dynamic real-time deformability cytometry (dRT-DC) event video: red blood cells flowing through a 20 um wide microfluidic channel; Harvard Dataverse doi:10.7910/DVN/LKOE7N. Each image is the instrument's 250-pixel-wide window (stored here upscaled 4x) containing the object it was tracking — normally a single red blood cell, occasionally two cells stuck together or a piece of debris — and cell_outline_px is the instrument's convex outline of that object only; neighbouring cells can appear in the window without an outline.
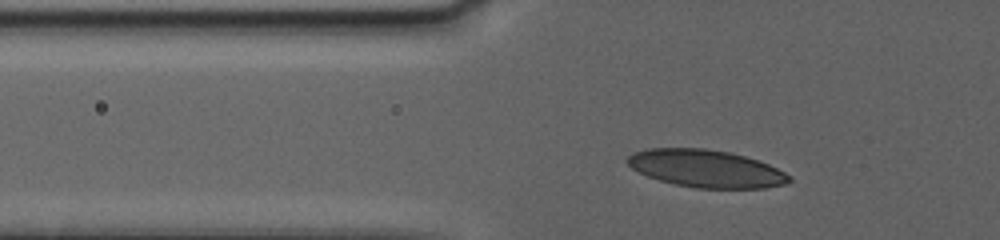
{"species": "human", "species_latin": "Homo sapiens", "temperature_condition": "warm", "stored_images_in_passage": 83, "camera_frame_rate_fps": 3000, "um_per_image_px": 0.085, "donor": {"sex": "female"}, "frame": {"image": 1, "passage_image": 4, "time_ms": 0.333, "image_size_px": [1000, 240], "cell_outline_px": [[792, 180], [788, 184], [764, 188], [696, 188], [676, 184], [660, 180], [648, 176], [632, 168], [624, 160], [632, 152], [648, 148], [704, 148], [728, 152], [760, 160], [792, 176]], "centroid_in_image_um": [60.03, 14.32], "position_along_channel_um": 65.8, "area_um2": 35.43}}
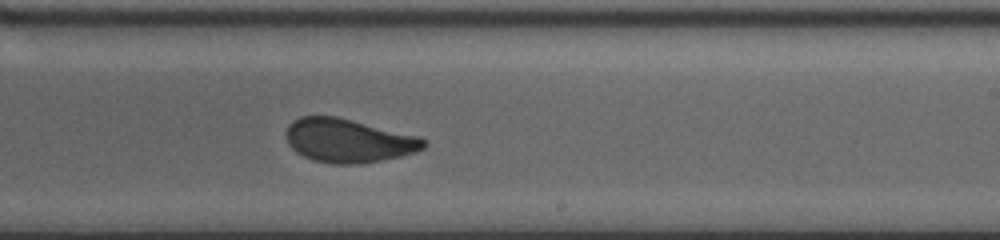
{"frame": {"image": 2, "passage_image": 39, "time_ms": 7.0, "image_size_px": [1000, 240], "cell_outline_px": [[428, 144], [424, 148], [416, 152], [400, 156], [360, 164], [336, 164], [312, 160], [296, 152], [288, 144], [284, 132], [288, 124], [292, 120], [300, 116], [336, 116], [420, 136], [428, 140]], "centroid_in_image_um": [29.6, 11.94], "position_along_channel_um": 259.4, "area_um2": 35.37}}
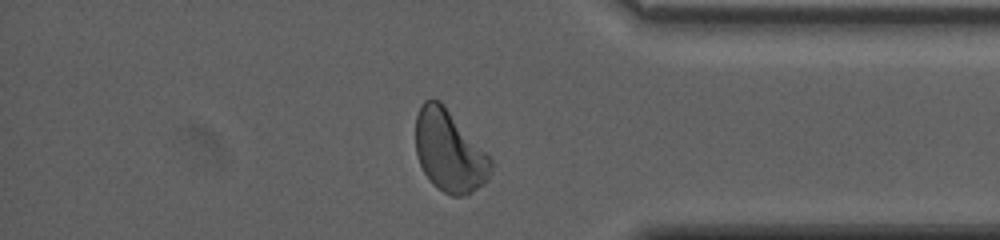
{"frame": {"image": 3, "passage_image": 68, "time_ms": 11.667, "image_size_px": [1000, 240], "cell_outline_px": [[492, 168], [484, 184], [472, 192], [464, 196], [452, 196], [444, 192], [432, 184], [424, 172], [420, 164], [416, 152], [416, 116], [420, 104], [424, 100], [432, 96], [440, 100], [444, 104], [492, 160]], "centroid_in_image_um": [38.17, 12.82], "position_along_channel_um": 397.0, "area_um2": 35.72}, "authors_computed_cell_mechanics": {"area_um2": 35.1424, "velocity_mm_per_s": 3.1385, "shape_relaxation_time_tau1_ms": 6.8355, "shape_relaxation_time_tau2_ms": 1.0827, "deformation_change_tau1": 0.1863, "deformation_change_tau2": 0.0716}}